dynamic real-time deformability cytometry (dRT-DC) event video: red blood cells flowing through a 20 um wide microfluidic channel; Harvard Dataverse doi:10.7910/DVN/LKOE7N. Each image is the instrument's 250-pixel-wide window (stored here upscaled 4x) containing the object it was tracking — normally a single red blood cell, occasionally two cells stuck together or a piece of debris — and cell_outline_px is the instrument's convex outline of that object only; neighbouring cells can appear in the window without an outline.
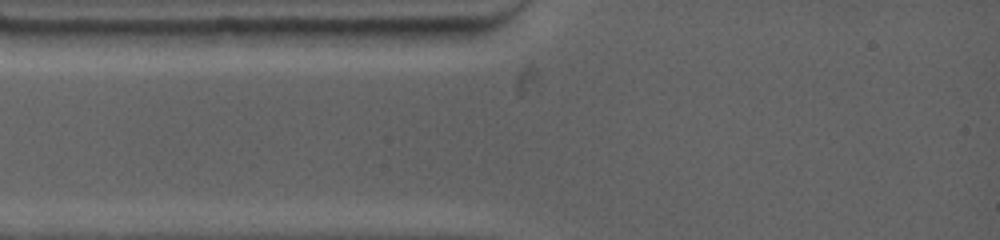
{"species": "common noctule bat (a hibernating species)", "species_latin": "Nyctalus noctula", "temperature_condition": "warm", "stored_images_in_passage": 1, "camera_frame_rate_fps": 4500, "um_per_image_px": 0.085, "animal": {"sex": "female", "body_mass_g": 19.0, "forearm_length_mm": 53.3}, "frame": {"image": 1, "passage_image": 1, "time_ms": 0.0, "image_size_px": [1000, 240], "cell_outline_px": [[476, 28], [460, 44], [420, 48], [360, 48], [352, 28]], "centroid_in_image_um": [34.85, 3.17], "position_along_channel_um": 50.2, "area_um2": 15.37}}